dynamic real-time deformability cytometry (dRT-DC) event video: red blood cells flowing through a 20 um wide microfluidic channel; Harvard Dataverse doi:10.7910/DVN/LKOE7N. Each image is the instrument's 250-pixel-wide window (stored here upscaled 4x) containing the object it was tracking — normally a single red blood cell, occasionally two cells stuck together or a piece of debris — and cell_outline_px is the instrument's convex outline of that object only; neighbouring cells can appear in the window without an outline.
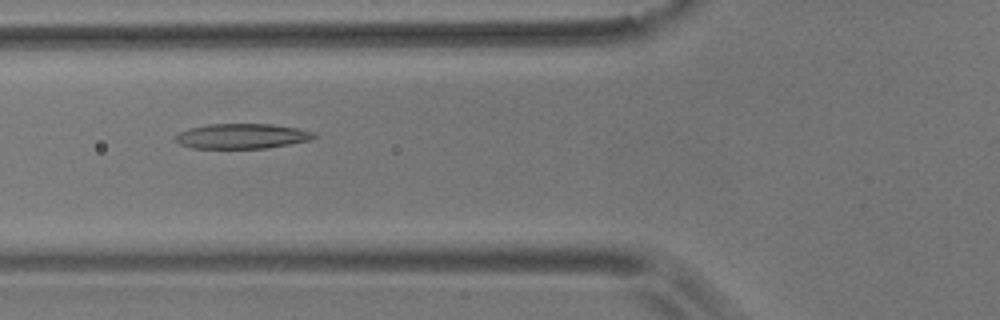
{"species": "common noctule bat (a hibernating species)", "species_latin": "Nyctalus noctula", "temperature_condition": "room temperature", "stored_images_in_passage": 9, "camera_frame_rate_fps": 3000, "um_per_image_px": 0.085, "animal": {"sex": "male", "body_mass_g": 17.9}, "frame": {"image": 1, "passage_image": 6, "time_ms": 1.667, "image_size_px": [1000, 320], "cell_outline_px": [[316, 136], [312, 140], [268, 148], [192, 148], [180, 144], [176, 140], [176, 136], [180, 132], [188, 128], [208, 124], [272, 124], [296, 128], [316, 132]], "centroid_in_image_um": [20.6, 11.57], "position_along_channel_um": 105.2, "area_um2": 20.23}}